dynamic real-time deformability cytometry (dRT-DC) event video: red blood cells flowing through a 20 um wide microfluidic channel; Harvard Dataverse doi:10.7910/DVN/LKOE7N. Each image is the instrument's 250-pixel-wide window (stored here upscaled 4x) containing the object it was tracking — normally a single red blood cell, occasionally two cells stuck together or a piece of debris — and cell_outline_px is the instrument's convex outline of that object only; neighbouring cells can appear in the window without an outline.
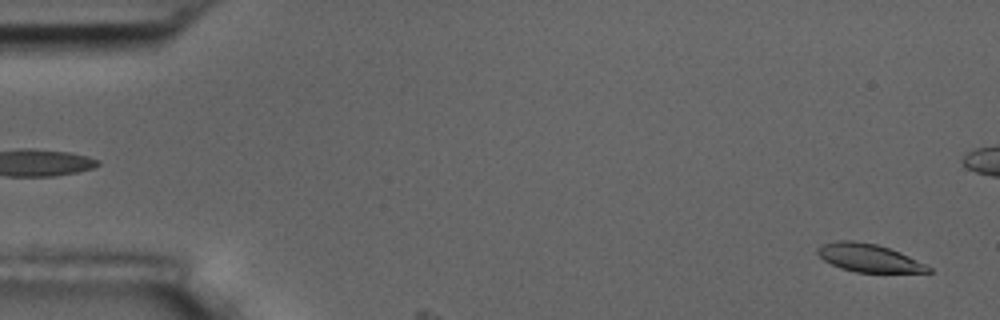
{"species": "common noctule bat (a hibernating species)", "species_latin": "Nyctalus noctula", "temperature_condition": "room temperature", "stored_images_in_passage": 6, "segment_of_instrument_passage": [2, 2], "camera_frame_rate_fps": 3000, "um_per_image_px": 0.085, "animal": {"sex": "male", "body_mass_g": 17.5, "forearm_length_mm": 52.3}, "frame": {"image": 1, "passage_image": 6, "time_ms": 5.667, "image_size_px": [1000, 320], "cell_outline_px": [[932, 272], [856, 272], [840, 268], [824, 260], [816, 252], [816, 248], [824, 244], [836, 240], [852, 240], [876, 244], [900, 252], [932, 268]], "centroid_in_image_um": [73.81, 21.91], "position_along_channel_um": 11.2, "area_um2": 17.86}}